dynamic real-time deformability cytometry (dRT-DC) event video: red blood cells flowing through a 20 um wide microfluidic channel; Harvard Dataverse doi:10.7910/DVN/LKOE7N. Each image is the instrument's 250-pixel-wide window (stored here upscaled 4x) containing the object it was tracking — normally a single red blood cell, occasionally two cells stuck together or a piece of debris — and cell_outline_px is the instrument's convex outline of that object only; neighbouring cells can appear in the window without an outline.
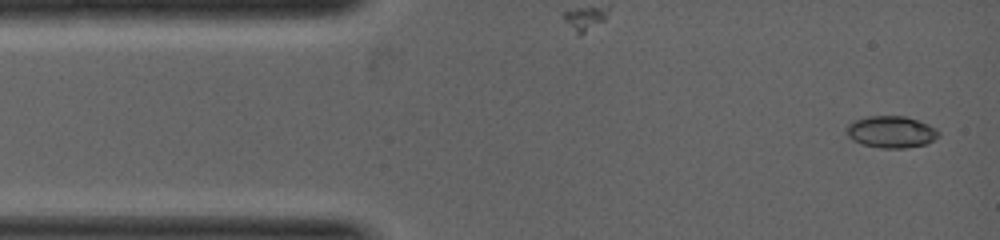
{"species": "common noctule bat (a hibernating species)", "species_latin": "Nyctalus noctula", "temperature_condition": "warm", "stored_images_in_passage": 6, "camera_frame_rate_fps": 5000, "um_per_image_px": 0.085, "animal": {"sex": "female", "body_mass_g": 19.0, "forearm_length_mm": 53.3}, "frame": {"image": 1, "passage_image": 1, "time_ms": 0.0, "image_size_px": [1000, 240], "cell_outline_px": [[940, 136], [924, 144], [904, 148], [880, 148], [860, 144], [852, 140], [844, 132], [844, 128], [848, 124], [856, 120], [868, 116], [904, 116], [928, 124], [936, 128], [940, 132]], "centroid_in_image_um": [75.71, 11.21], "position_along_channel_um": 9.3, "area_um2": 17.17}}
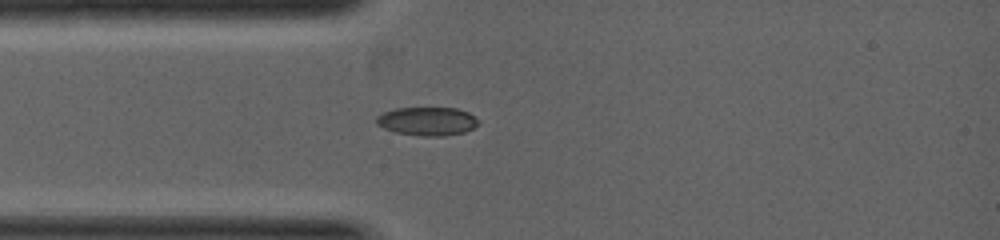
{"frame": {"image": 2, "passage_image": 5, "time_ms": 1.4, "image_size_px": [1000, 240], "cell_outline_px": [[480, 124], [464, 132], [440, 136], [424, 136], [396, 132], [384, 128], [376, 124], [376, 116], [384, 112], [396, 108], [456, 108], [468, 112], [480, 120]], "centroid_in_image_um": [36.33, 10.3], "position_along_channel_um": 48.7, "area_um2": 16.88}}
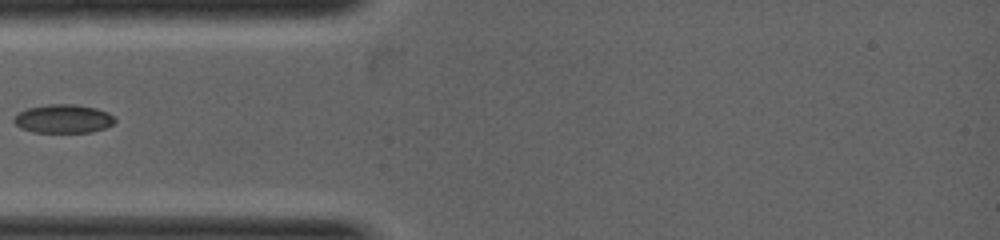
{"frame": {"image": 3, "passage_image": 6, "time_ms": 1.8, "image_size_px": [1000, 240], "cell_outline_px": [[116, 120], [112, 124], [104, 128], [88, 132], [36, 132], [24, 128], [16, 124], [12, 120], [16, 112], [28, 108], [48, 104], [76, 104], [96, 108], [108, 112]], "centroid_in_image_um": [5.37, 10.08], "position_along_channel_um": 79.6, "area_um2": 16.7}}